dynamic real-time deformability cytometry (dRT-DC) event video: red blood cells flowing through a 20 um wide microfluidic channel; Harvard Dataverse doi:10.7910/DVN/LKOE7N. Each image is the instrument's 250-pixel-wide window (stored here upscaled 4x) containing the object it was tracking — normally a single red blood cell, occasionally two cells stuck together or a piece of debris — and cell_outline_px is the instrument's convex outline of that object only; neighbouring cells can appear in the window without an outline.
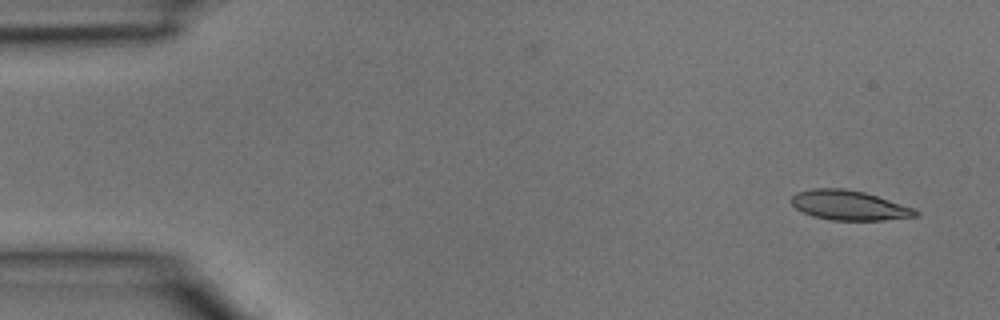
{"species": "common noctule bat (a hibernating species)", "species_latin": "Nyctalus noctula", "temperature_condition": "room temperature", "stored_images_in_passage": 5, "camera_frame_rate_fps": 3000, "um_per_image_px": 0.085, "animal": {"sex": "male", "body_mass_g": 15.6}, "frame": {"image": 1, "passage_image": 1, "time_ms": 0.0, "image_size_px": [1000, 320], "cell_outline_px": [[920, 216], [884, 220], [832, 220], [812, 216], [796, 208], [792, 204], [792, 196], [796, 192], [812, 188], [844, 188], [864, 192], [912, 208], [920, 212]], "centroid_in_image_um": [72.16, 17.45], "position_along_channel_um": 12.8, "area_um2": 21.33}}
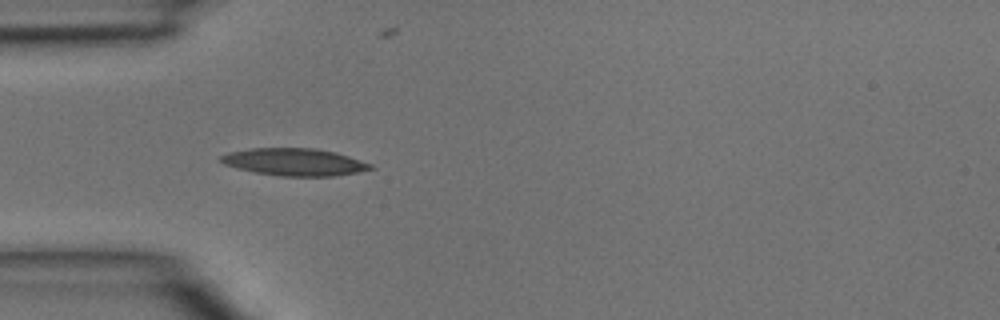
{"frame": {"image": 2, "passage_image": 4, "time_ms": 1.0, "image_size_px": [1000, 320], "cell_outline_px": [[376, 168], [336, 176], [280, 176], [256, 172], [236, 168], [224, 164], [220, 160], [220, 156], [228, 152], [252, 148], [316, 148], [336, 152], [372, 164]], "centroid_in_image_um": [25.03, 13.77], "position_along_channel_um": 60.0, "area_um2": 23.81}}